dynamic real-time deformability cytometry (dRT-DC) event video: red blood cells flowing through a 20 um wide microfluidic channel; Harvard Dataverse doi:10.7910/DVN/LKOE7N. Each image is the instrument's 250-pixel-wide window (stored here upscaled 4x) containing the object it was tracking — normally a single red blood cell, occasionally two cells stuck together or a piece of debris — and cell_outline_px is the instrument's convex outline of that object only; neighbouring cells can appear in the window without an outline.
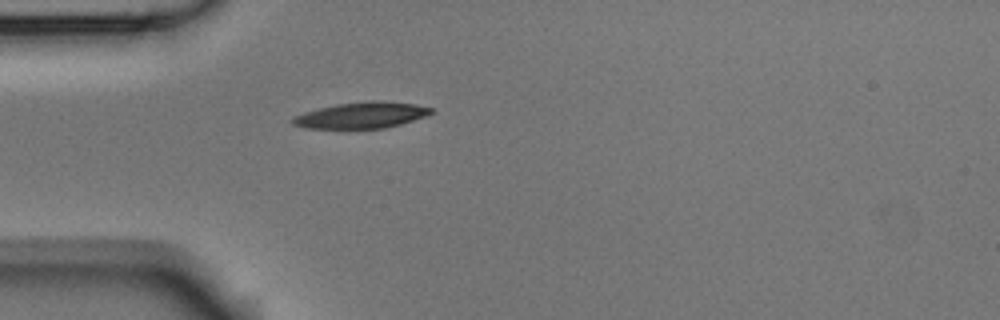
{"species": "Egyptian fruit bat (a non-hibernating species)", "species_latin": "Rousettus aegyptiacus", "temperature_condition": "room temperature", "stored_images_in_passage": 1, "camera_frame_rate_fps": 3000, "um_per_image_px": 0.085, "animal": {"sex": "male"}, "frame": {"image": 1, "passage_image": 1, "time_ms": 0.0, "image_size_px": [1000, 320], "cell_outline_px": [[432, 112], [424, 116], [400, 124], [384, 128], [304, 128], [292, 124], [288, 120], [292, 116], [304, 112], [336, 104], [372, 100], [380, 100], [416, 104], [432, 108]], "centroid_in_image_um": [30.66, 9.79], "position_along_channel_um": 54.3, "area_um2": 21.04}}